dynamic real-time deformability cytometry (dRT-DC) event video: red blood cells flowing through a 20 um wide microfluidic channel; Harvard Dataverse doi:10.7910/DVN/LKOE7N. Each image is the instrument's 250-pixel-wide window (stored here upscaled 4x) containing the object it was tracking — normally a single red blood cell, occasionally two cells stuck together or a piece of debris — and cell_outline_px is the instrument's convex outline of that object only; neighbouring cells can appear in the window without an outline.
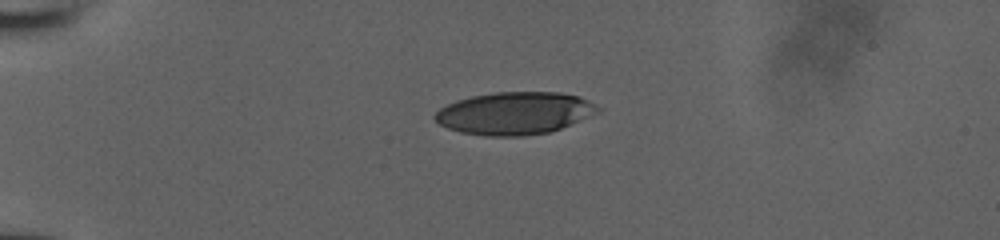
{"species": "human", "species_latin": "Homo sapiens", "temperature_condition": "room temperature", "stored_images_in_passage": 39, "camera_frame_rate_fps": 3000, "um_per_image_px": 0.085, "donor": {"sex": "male"}, "frame": {"image": 1, "passage_image": 1, "time_ms": 0.0, "image_size_px": [1000, 240], "cell_outline_px": [[600, 108], [596, 112], [560, 128], [548, 132], [524, 136], [484, 136], [460, 132], [448, 128], [440, 124], [432, 116], [440, 108], [456, 100], [472, 96], [496, 92], [560, 92], [580, 96], [588, 100]], "centroid_in_image_um": [43.69, 9.62], "position_along_channel_um": 41.3, "area_um2": 40.0}}
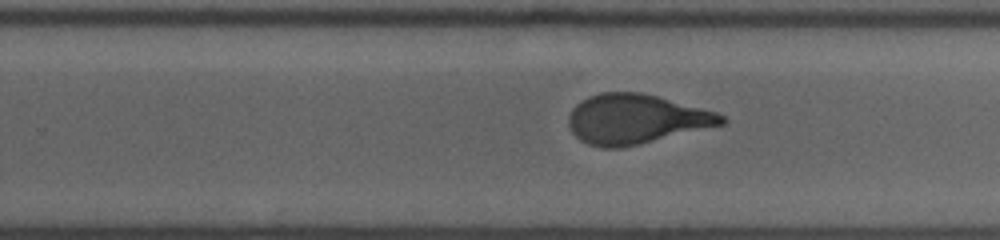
{"frame": {"image": 2, "passage_image": 22, "time_ms": 7.0, "image_size_px": [1000, 240], "cell_outline_px": [[728, 120], [724, 124], [640, 144], [620, 148], [604, 148], [588, 144], [580, 140], [572, 132], [568, 124], [568, 116], [572, 108], [576, 104], [588, 96], [600, 92], [644, 92], [716, 112], [724, 116]], "centroid_in_image_um": [54.03, 10.12], "position_along_channel_um": 275.8, "area_um2": 44.27}}
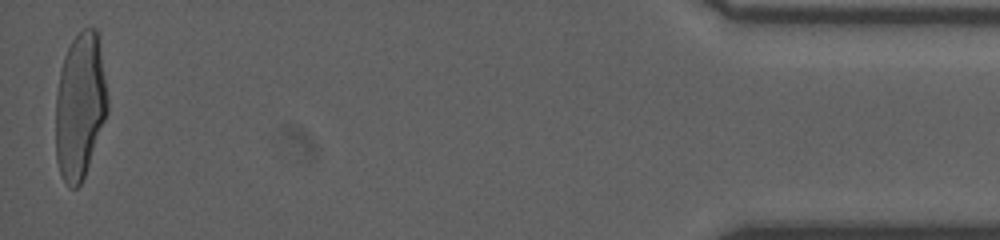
{"frame": {"image": 3, "passage_image": 39, "time_ms": 12.667, "image_size_px": [1000, 240], "cell_outline_px": [[108, 112], [84, 176], [80, 184], [76, 188], [68, 188], [60, 172], [56, 160], [56, 92], [60, 72], [64, 56], [72, 40], [84, 28], [96, 28], [108, 100]], "centroid_in_image_um": [6.79, 9.04], "position_along_channel_um": 428.4, "area_um2": 43.7}}